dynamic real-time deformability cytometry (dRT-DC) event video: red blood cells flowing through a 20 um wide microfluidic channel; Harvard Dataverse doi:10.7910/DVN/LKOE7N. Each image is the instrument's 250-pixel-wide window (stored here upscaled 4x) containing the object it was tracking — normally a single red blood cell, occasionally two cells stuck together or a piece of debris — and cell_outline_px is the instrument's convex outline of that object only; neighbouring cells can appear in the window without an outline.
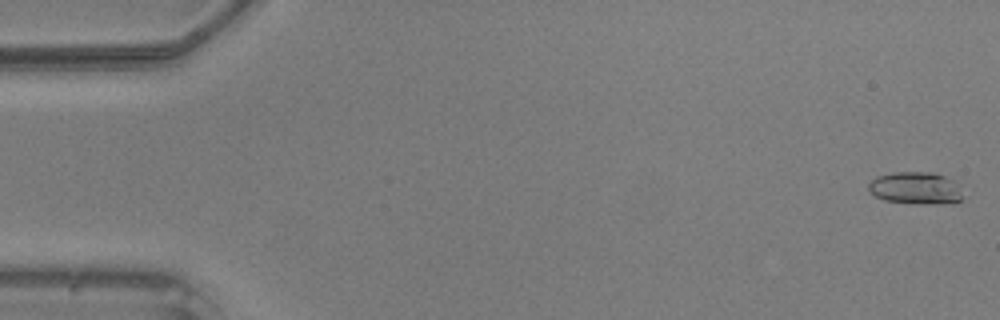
{"species": "common noctule bat (a hibernating species)", "species_latin": "Nyctalus noctula", "temperature_condition": "warm", "stored_images_in_passage": 49, "camera_frame_rate_fps": 3000, "um_per_image_px": 0.085, "animal": {"sex": "male", "body_mass_g": 20.5, "forearm_length_mm": 52.5}, "frame": {"image": 1, "passage_image": 1, "time_ms": 0.0, "image_size_px": [1000, 320], "cell_outline_px": [[964, 196], [960, 200], [952, 204], [912, 204], [884, 200], [876, 196], [868, 188], [868, 184], [876, 176], [892, 172], [932, 172], [944, 176], [952, 180]], "centroid_in_image_um": [77.83, 16.0], "position_along_channel_um": 7.2, "area_um2": 17.86}}
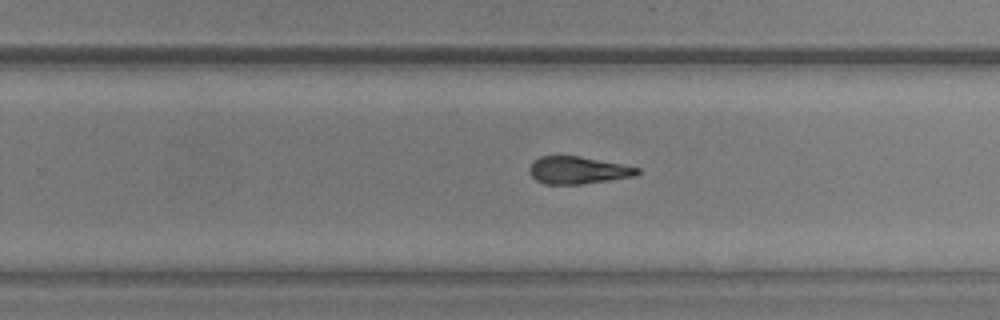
{"frame": {"image": 2, "passage_image": 31, "time_ms": 10.0, "image_size_px": [1000, 320], "cell_outline_px": [[640, 172], [636, 176], [580, 184], [544, 184], [536, 180], [528, 172], [528, 168], [540, 156], [580, 156], [640, 168]], "centroid_in_image_um": [49.11, 14.47], "position_along_channel_um": 280.7, "area_um2": 17.05}}
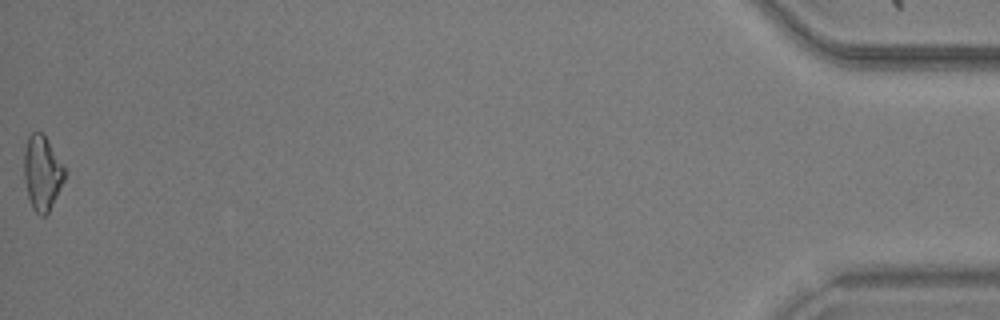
{"frame": {"image": 3, "passage_image": 49, "time_ms": 16.0, "image_size_px": [1000, 320], "cell_outline_px": [[64, 180], [48, 212], [44, 216], [40, 216], [32, 208], [28, 196], [24, 180], [24, 152], [28, 136], [32, 132], [44, 132], [64, 164]], "centroid_in_image_um": [3.58, 14.65], "position_along_channel_um": 431.6, "area_um2": 17.74}}